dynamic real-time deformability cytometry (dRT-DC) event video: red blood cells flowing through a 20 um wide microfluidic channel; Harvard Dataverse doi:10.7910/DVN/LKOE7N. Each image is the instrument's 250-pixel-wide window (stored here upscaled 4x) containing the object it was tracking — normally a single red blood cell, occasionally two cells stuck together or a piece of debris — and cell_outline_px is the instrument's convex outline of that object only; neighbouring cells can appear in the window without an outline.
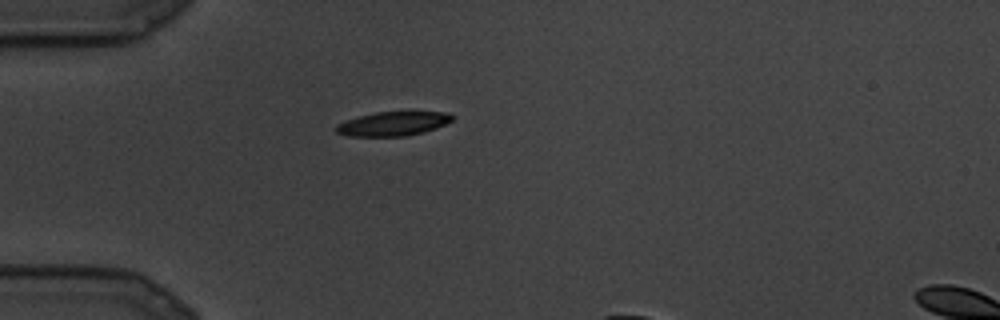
{"species": "common noctule bat (a hibernating species)", "species_latin": "Nyctalus noctula", "temperature_condition": "cold", "stored_images_in_passage": 5, "camera_frame_rate_fps": 3000, "um_per_image_px": 0.085, "animal": {"sex": "male", "body_mass_g": 19.5, "forearm_length_mm": 54.6}, "frame": {"image": 1, "passage_image": 1, "time_ms": 0.0, "image_size_px": [1000, 320], "cell_outline_px": [[452, 120], [436, 128], [424, 132], [404, 136], [348, 136], [336, 132], [336, 124], [344, 120], [376, 112], [448, 112], [452, 116]], "centroid_in_image_um": [33.37, 10.52], "position_along_channel_um": 51.6, "area_um2": 16.18}}
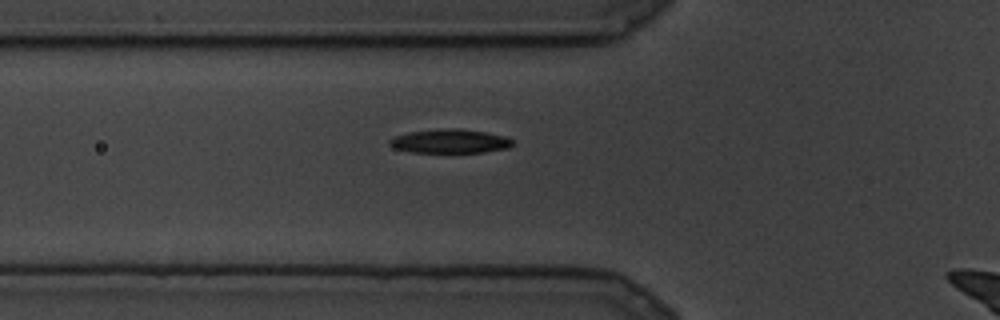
{"frame": {"image": 2, "passage_image": 3, "time_ms": 0.667, "image_size_px": [1000, 320], "cell_outline_px": [[512, 144], [508, 148], [484, 152], [412, 152], [396, 148], [388, 144], [388, 140], [396, 136], [408, 132], [444, 128], [456, 128], [484, 132], [508, 136], [512, 140]], "centroid_in_image_um": [38.26, 11.99], "position_along_channel_um": 87.5, "area_um2": 17.05}}
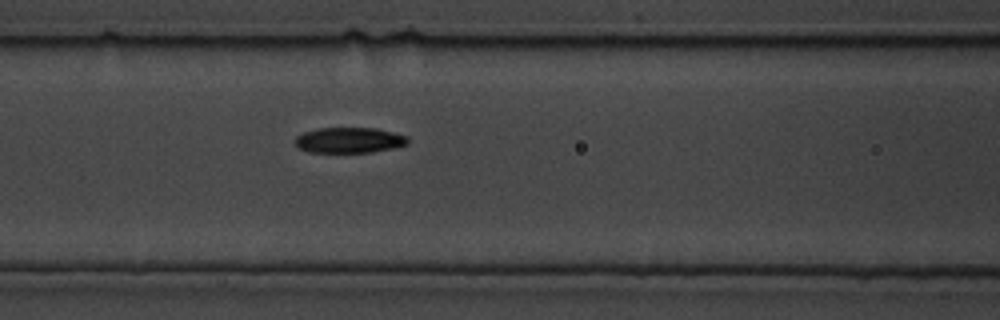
{"frame": {"image": 3, "passage_image": 5, "time_ms": 1.333, "image_size_px": [1000, 320], "cell_outline_px": [[408, 144], [392, 148], [372, 152], [308, 152], [300, 148], [296, 144], [296, 136], [304, 132], [320, 128], [376, 128], [408, 136]], "centroid_in_image_um": [29.7, 11.91], "position_along_channel_um": 136.9, "area_um2": 16.65}}